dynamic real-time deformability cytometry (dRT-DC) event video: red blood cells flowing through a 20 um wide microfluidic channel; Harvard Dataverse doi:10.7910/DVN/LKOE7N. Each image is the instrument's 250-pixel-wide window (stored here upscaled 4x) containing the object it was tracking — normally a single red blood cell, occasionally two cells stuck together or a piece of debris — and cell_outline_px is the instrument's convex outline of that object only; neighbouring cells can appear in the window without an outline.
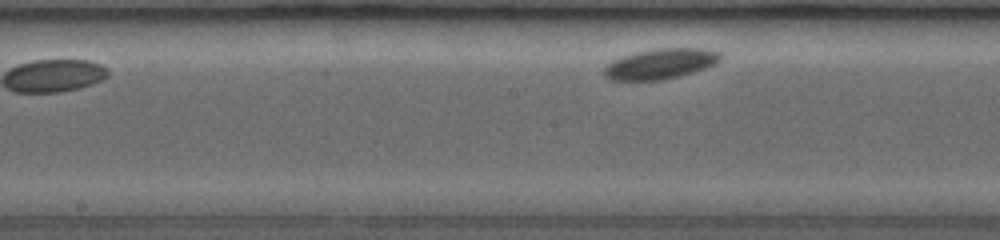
{"species": "common noctule bat (a hibernating species)", "species_latin": "Nyctalus noctula", "temperature_condition": "room temperature", "stored_images_in_passage": 12, "segment_of_instrument_passage": [2, 2], "camera_frame_rate_fps": 3000, "um_per_image_px": 0.085, "animal": {"sex": "female", "body_mass_g": 19.0, "forearm_length_mm": 53.3}, "frame": {"image": 1, "passage_image": 12, "time_ms": 5.333, "image_size_px": [1000, 240], "cell_outline_px": [[724, 56], [716, 64], [692, 72], [660, 80], [608, 80], [604, 76], [604, 64], [620, 56], [636, 52], [656, 48], [704, 48], [720, 52]], "centroid_in_image_um": [56.11, 5.41], "position_along_channel_um": 192.1, "area_um2": 20.75}}